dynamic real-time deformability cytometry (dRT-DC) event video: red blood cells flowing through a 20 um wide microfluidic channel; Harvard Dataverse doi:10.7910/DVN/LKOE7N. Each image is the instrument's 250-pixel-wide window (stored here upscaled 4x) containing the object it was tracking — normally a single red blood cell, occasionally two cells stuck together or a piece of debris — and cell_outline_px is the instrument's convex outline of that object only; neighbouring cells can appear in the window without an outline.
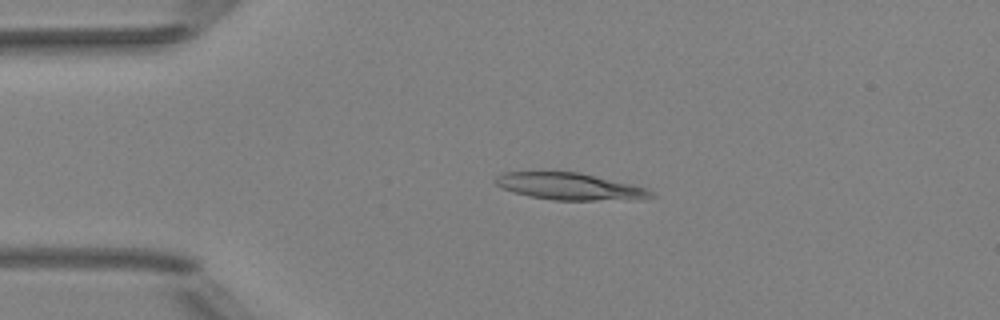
{"species": "Egyptian fruit bat (a non-hibernating species)", "species_latin": "Rousettus aegyptiacus", "temperature_condition": "room temperature", "stored_images_in_passage": 4, "camera_frame_rate_fps": 3000, "um_per_image_px": 0.085, "animal": {"sex": "female"}, "frame": {"image": 1, "passage_image": 3, "time_ms": 0.667, "image_size_px": [1000, 320], "cell_outline_px": [[656, 196], [592, 200], [552, 200], [528, 196], [512, 192], [500, 188], [492, 180], [496, 176], [504, 172], [580, 172], [632, 184], [648, 188]], "centroid_in_image_um": [48.3, 15.83], "position_along_channel_um": 36.7, "area_um2": 24.1}}